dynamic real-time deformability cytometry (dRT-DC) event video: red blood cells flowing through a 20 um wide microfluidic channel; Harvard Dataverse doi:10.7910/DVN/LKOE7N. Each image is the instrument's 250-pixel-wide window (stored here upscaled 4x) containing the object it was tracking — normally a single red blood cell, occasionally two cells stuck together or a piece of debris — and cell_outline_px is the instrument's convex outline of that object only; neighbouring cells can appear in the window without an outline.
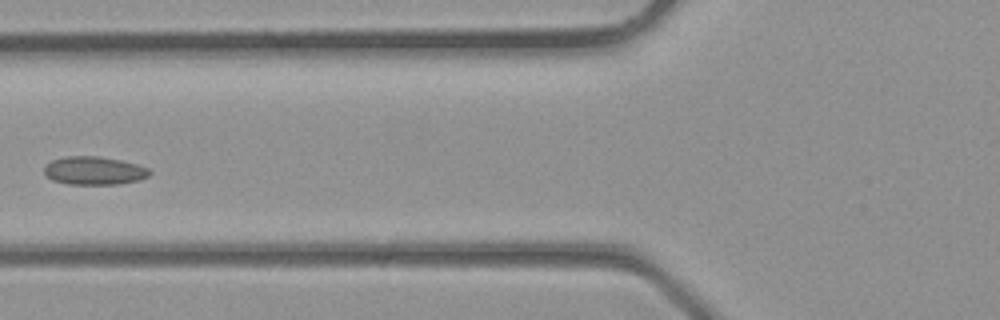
{"species": "common noctule bat (a hibernating species)", "species_latin": "Nyctalus noctula", "temperature_condition": "room temperature", "stored_images_in_passage": 4, "camera_frame_rate_fps": 3000, "um_per_image_px": 0.085, "animal": {"sex": "male", "body_mass_g": 23.1, "forearm_length_mm": 52.7}, "frame": {"image": 1, "passage_image": 4, "time_ms": 1.0, "image_size_px": [1000, 320], "cell_outline_px": [[152, 172], [148, 176], [140, 180], [120, 184], [68, 184], [52, 180], [44, 176], [44, 168], [52, 160], [64, 156], [96, 156], [120, 160], [136, 164], [148, 168]], "centroid_in_image_um": [7.99, 14.51], "position_along_channel_um": 117.8, "area_um2": 17.4}}